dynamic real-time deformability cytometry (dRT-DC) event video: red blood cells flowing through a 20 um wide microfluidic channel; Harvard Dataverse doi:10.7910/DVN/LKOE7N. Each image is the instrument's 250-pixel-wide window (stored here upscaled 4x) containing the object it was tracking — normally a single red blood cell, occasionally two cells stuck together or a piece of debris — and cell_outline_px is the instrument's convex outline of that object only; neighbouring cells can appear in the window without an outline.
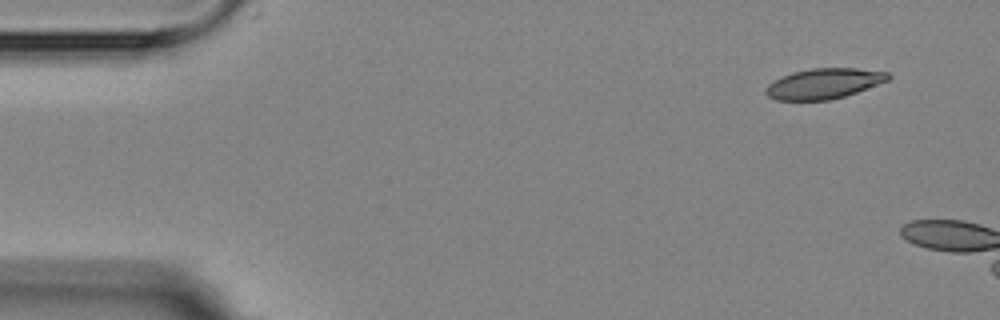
{"species": "Egyptian fruit bat (a non-hibernating species)", "species_latin": "Rousettus aegyptiacus", "temperature_condition": "room temperature", "stored_images_in_passage": 3, "camera_frame_rate_fps": 3000, "um_per_image_px": 0.085, "animal": {"sex": "female"}, "frame": {"image": 1, "passage_image": 1, "time_ms": 0.0, "image_size_px": [1000, 320], "cell_outline_px": [[892, 76], [888, 80], [856, 92], [844, 96], [828, 100], [776, 100], [768, 96], [764, 92], [764, 88], [772, 80], [792, 72], [812, 68], [856, 68], [888, 72]], "centroid_in_image_um": [69.99, 7.1], "position_along_channel_um": 15.0, "area_um2": 21.68}}